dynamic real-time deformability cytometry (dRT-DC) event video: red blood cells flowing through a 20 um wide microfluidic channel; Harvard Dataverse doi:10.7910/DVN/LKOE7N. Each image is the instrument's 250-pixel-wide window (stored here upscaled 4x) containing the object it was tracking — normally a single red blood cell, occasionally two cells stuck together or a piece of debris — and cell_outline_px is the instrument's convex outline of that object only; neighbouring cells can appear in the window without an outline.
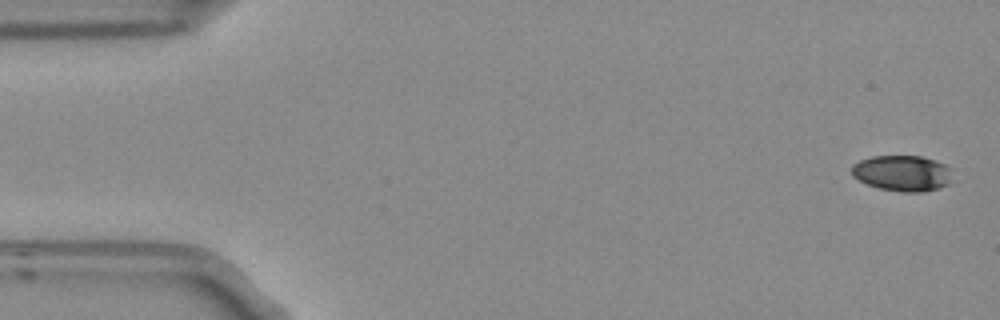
{"species": "Egyptian fruit bat (a non-hibernating species)", "species_latin": "Rousettus aegyptiacus", "temperature_condition": "room temperature", "stored_images_in_passage": 5, "camera_frame_rate_fps": 3000, "um_per_image_px": 0.085, "frame": {"image": 1, "passage_image": 1, "time_ms": 0.0, "image_size_px": [1000, 320], "cell_outline_px": [[952, 168], [948, 184], [936, 188], [920, 192], [904, 192], [880, 188], [868, 184], [852, 176], [852, 164], [860, 160], [872, 156], [920, 156], [936, 160]], "centroid_in_image_um": [76.69, 14.7], "position_along_channel_um": 8.3, "area_um2": 20.87}}
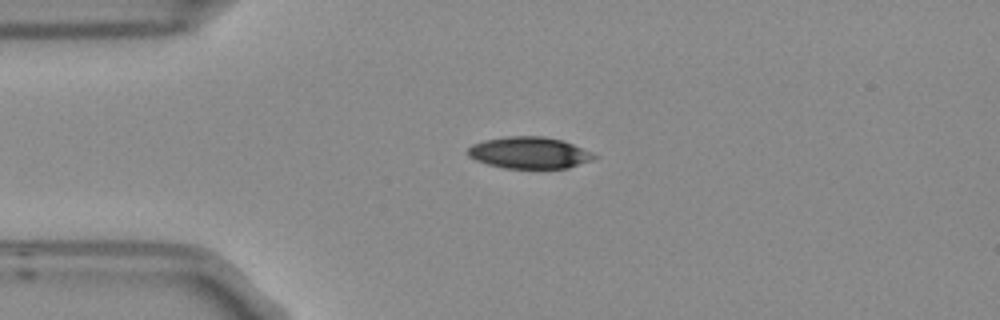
{"frame": {"image": 2, "passage_image": 4, "time_ms": 1.0, "image_size_px": [1000, 320], "cell_outline_px": [[600, 156], [592, 160], [568, 168], [504, 168], [488, 164], [476, 160], [468, 156], [468, 148], [472, 144], [484, 140], [504, 136], [544, 136], [564, 140], [592, 152]], "centroid_in_image_um": [45.02, 12.97], "position_along_channel_um": 40.0, "area_um2": 23.47}}